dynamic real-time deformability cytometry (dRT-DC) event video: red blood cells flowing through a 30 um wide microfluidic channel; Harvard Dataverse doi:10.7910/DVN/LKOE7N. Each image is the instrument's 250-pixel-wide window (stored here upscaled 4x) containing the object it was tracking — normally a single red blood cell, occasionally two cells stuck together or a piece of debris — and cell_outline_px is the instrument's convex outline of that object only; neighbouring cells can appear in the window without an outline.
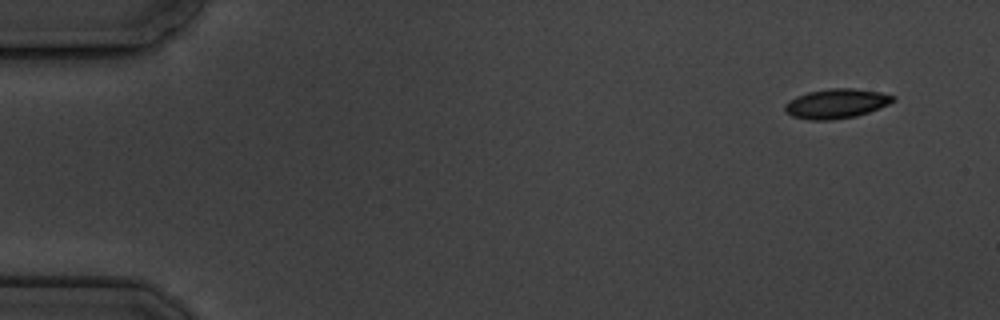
{"species": "common noctule bat (a hibernating species)", "species_latin": "Nyctalus noctula", "temperature_condition": "cold", "stored_images_in_passage": 5, "camera_frame_rate_fps": 3000, "um_per_image_px": 0.085, "animal": {"sex": "male", "body_mass_g": 19.5, "forearm_length_mm": 54.6}, "frame": {"image": 1, "passage_image": 1, "time_ms": 0.0, "image_size_px": [1000, 320], "cell_outline_px": [[896, 100], [880, 108], [856, 116], [832, 120], [808, 120], [792, 116], [784, 112], [784, 104], [788, 100], [796, 96], [808, 92], [828, 88], [852, 88], [880, 92], [896, 96]], "centroid_in_image_um": [71.06, 8.8], "position_along_channel_um": 13.9, "area_um2": 18.84}}
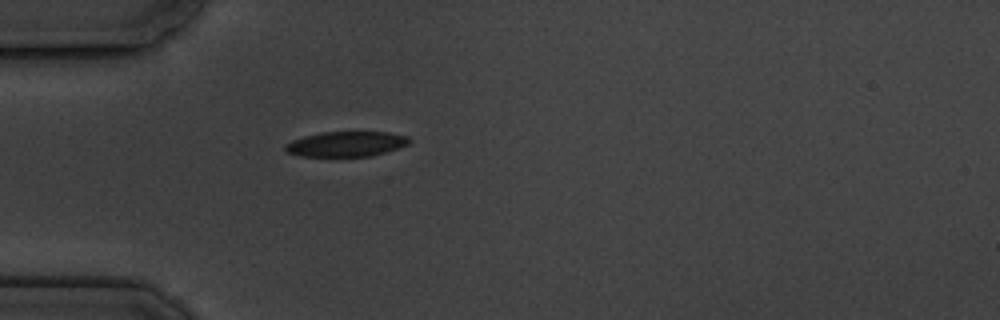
{"frame": {"image": 2, "passage_image": 5, "time_ms": 4.333, "image_size_px": [1000, 320], "cell_outline_px": [[412, 140], [408, 144], [400, 148], [372, 156], [300, 156], [284, 152], [284, 144], [292, 140], [304, 136], [320, 132], [388, 132], [408, 136]], "centroid_in_image_um": [29.42, 12.24], "position_along_channel_um": 55.6, "area_um2": 18.38}}